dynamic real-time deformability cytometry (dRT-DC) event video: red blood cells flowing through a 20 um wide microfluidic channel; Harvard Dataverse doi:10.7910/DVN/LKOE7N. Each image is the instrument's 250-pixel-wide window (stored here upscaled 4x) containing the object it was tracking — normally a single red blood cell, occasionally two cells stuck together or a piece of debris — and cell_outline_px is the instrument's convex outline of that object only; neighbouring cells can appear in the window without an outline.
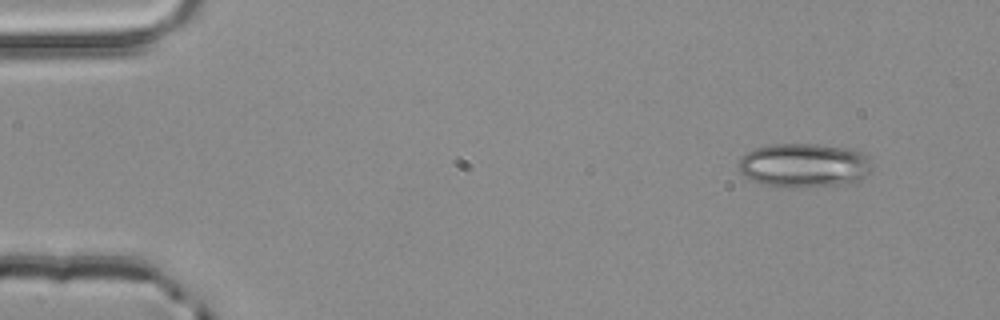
{"species": "common noctule bat (a hibernating species)", "species_latin": "Nyctalus noctula", "temperature_condition": "room temperature", "stored_images_in_passage": 3, "camera_frame_rate_fps": 3000, "um_per_image_px": 0.085, "animal": {"sex": "male", "body_mass_g": 20.4}, "frame": {"image": 1, "passage_image": 1, "time_ms": 0.0, "image_size_px": [1000, 320], "cell_outline_px": [[872, 168], [864, 176], [848, 184], [796, 188], [784, 188], [760, 184], [748, 180], [740, 172], [740, 156], [756, 148], [772, 144], [816, 144], [848, 148], [860, 152], [868, 156], [872, 164]], "centroid_in_image_um": [68.32, 14.07], "position_along_channel_um": 16.7, "area_um2": 34.62}}